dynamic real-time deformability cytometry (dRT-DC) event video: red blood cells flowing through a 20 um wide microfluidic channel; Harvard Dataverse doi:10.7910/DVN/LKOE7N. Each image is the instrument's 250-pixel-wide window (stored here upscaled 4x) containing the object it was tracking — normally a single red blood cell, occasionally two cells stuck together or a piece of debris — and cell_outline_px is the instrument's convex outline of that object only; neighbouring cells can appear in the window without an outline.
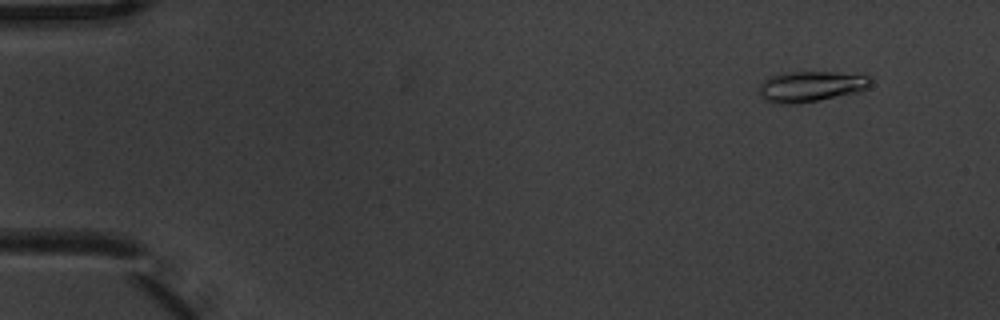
{"species": "common noctule bat (a hibernating species)", "species_latin": "Nyctalus noctula", "temperature_condition": "warm", "stored_images_in_passage": 9, "camera_frame_rate_fps": 3000, "um_per_image_px": 0.085, "animal": {"sex": "male", "body_mass_g": 20.1, "forearm_length_mm": 53.5}, "frame": {"image": 1, "passage_image": 2, "time_ms": 0.333, "image_size_px": [1000, 320], "cell_outline_px": [[872, 84], [868, 88], [860, 92], [820, 100], [792, 104], [772, 104], [764, 100], [760, 96], [760, 84], [768, 76], [780, 72], [836, 72], [868, 76], [872, 80]], "centroid_in_image_um": [68.9, 7.35], "position_along_channel_um": 16.1, "area_um2": 20.29}}
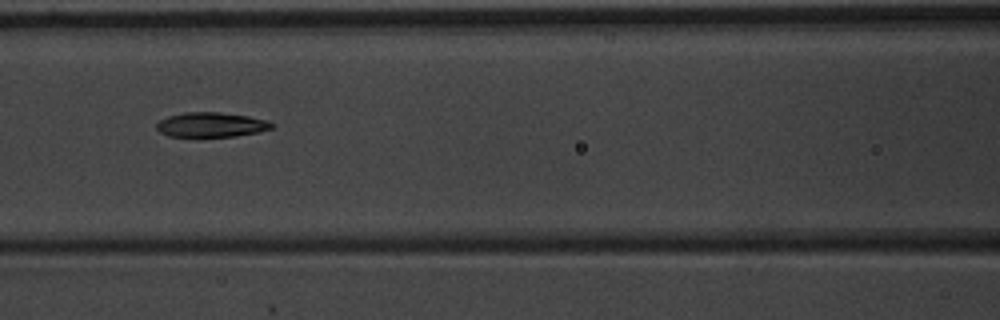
{"frame": {"image": 2, "passage_image": 7, "time_ms": 2.0, "image_size_px": [1000, 320], "cell_outline_px": [[276, 124], [272, 128], [260, 132], [236, 136], [168, 136], [160, 132], [156, 128], [156, 124], [160, 120], [168, 116], [184, 112], [220, 112], [248, 116], [268, 120]], "centroid_in_image_um": [17.98, 10.59], "position_along_channel_um": 148.6, "area_um2": 16.65}}
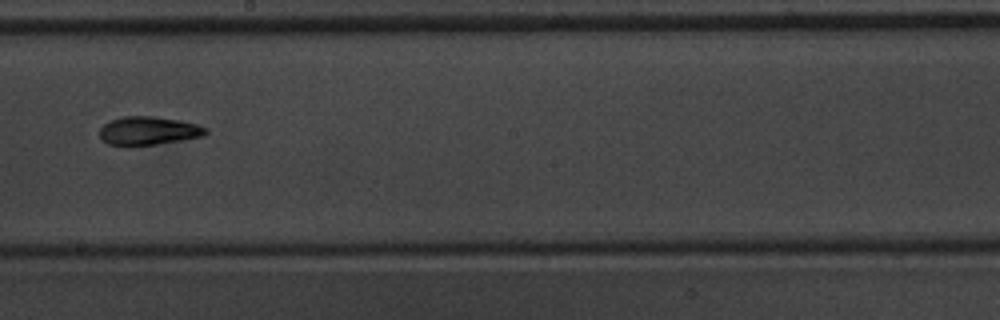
{"frame": {"image": 3, "passage_image": 9, "time_ms": 2.667, "image_size_px": [1000, 320], "cell_outline_px": [[208, 132], [204, 136], [156, 144], [128, 148], [108, 144], [100, 140], [100, 128], [104, 124], [112, 120], [124, 116], [152, 116], [180, 120], [196, 124], [208, 128]], "centroid_in_image_um": [12.58, 11.14], "position_along_channel_um": 235.6, "area_um2": 17.98}}